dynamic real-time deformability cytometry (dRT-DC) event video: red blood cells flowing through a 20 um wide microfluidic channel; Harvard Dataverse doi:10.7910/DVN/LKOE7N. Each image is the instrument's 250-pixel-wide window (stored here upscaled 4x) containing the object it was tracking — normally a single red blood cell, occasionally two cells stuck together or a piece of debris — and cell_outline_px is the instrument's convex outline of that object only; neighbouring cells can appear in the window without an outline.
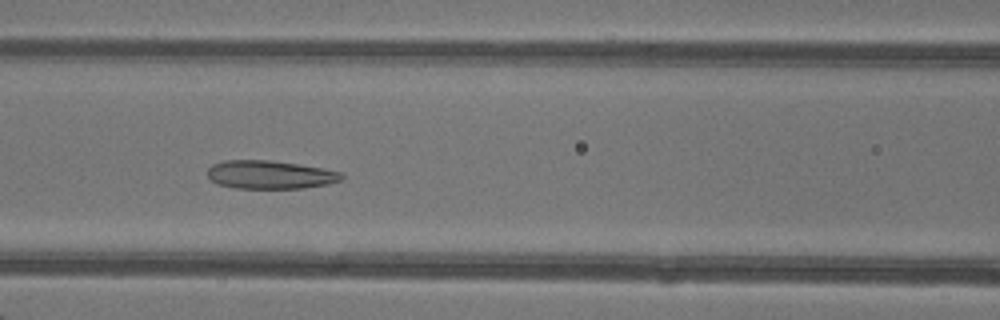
{"species": "common noctule bat (a hibernating species)", "species_latin": "Nyctalus noctula", "temperature_condition": "warm", "stored_images_in_passage": 33, "camera_frame_rate_fps": 3000, "um_per_image_px": 0.085, "animal": {"sex": "female"}, "frame": {"image": 1, "passage_image": 7, "time_ms": 2.0, "image_size_px": [1000, 320], "cell_outline_px": [[344, 176], [340, 180], [328, 184], [304, 188], [236, 188], [216, 184], [208, 176], [208, 168], [212, 164], [224, 160], [272, 160], [320, 168], [340, 172]], "centroid_in_image_um": [22.91, 14.85], "position_along_channel_um": 143.7, "area_um2": 22.02}}
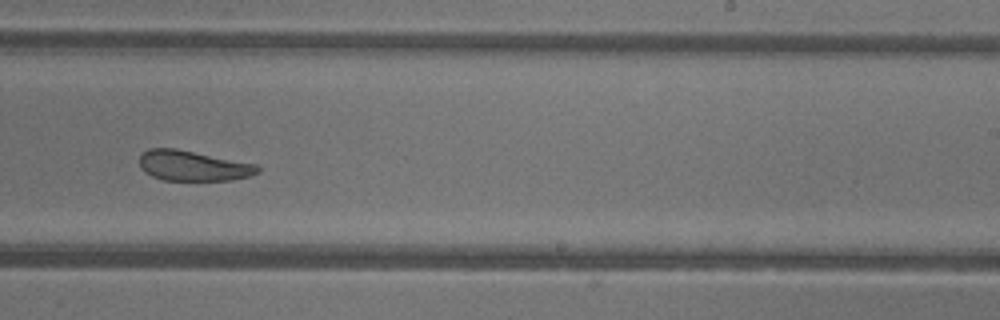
{"frame": {"image": 2, "passage_image": 16, "time_ms": 5.0, "image_size_px": [1000, 320], "cell_outline_px": [[260, 172], [248, 176], [232, 180], [164, 180], [152, 176], [144, 172], [140, 168], [140, 156], [148, 148], [176, 148], [256, 164], [260, 168]], "centroid_in_image_um": [16.39, 14.09], "position_along_channel_um": 272.6, "area_um2": 20.81}}
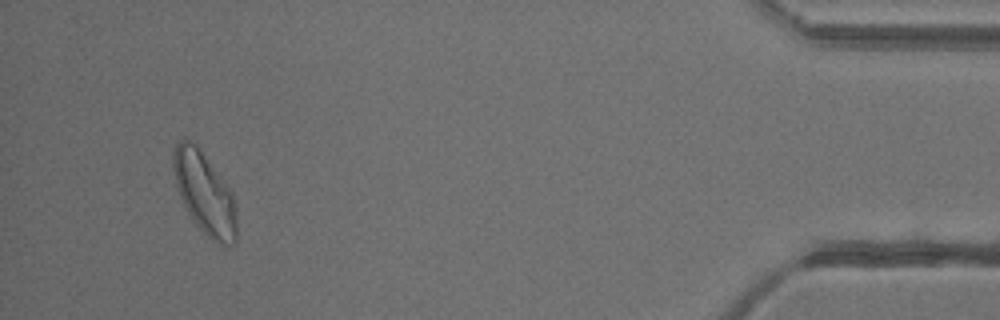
{"frame": {"image": 3, "passage_image": 31, "time_ms": 10.0, "image_size_px": [1000, 320], "cell_outline_px": [[236, 244], [220, 244], [212, 240], [196, 224], [188, 212], [180, 196], [176, 184], [172, 168], [172, 152], [176, 144], [184, 136], [196, 144], [232, 192], [236, 208]], "centroid_in_image_um": [17.37, 16.39], "position_along_channel_um": 417.8, "area_um2": 30.0}, "authors_computed_cell_mechanics": {"area_um2": 22.6576, "velocity_mm_per_s": 4.3184, "shape_relaxation_time_tau1_ms": 6.9005, "shape_relaxation_time_tau2_ms": 1.2591, "deformation_change_tau1": 0.1588, "deformation_change_tau2": 0.0849}}